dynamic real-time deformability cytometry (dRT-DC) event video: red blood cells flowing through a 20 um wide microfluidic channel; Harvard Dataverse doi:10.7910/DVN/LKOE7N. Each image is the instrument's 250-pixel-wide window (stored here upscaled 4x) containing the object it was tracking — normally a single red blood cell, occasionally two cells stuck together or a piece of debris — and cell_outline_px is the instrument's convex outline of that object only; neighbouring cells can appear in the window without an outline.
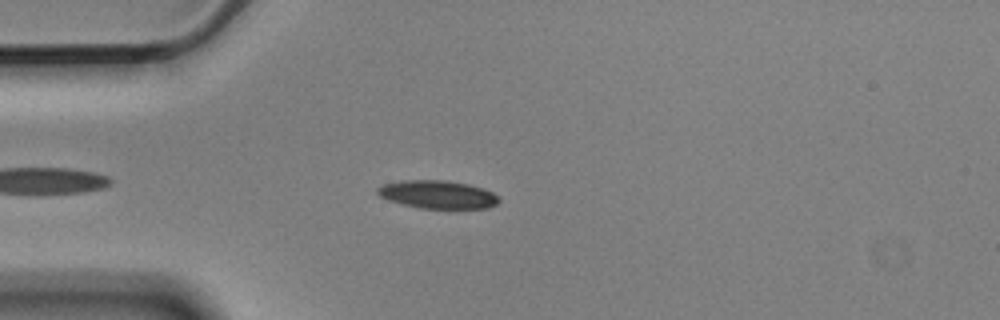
{"species": "Egyptian fruit bat (a non-hibernating species)", "species_latin": "Rousettus aegyptiacus", "temperature_condition": "cold", "stored_images_in_passage": 2, "camera_frame_rate_fps": 3000, "um_per_image_px": 0.085, "animal": {"sex": "male"}, "frame": {"image": 1, "passage_image": 2, "time_ms": 0.333, "image_size_px": [1000, 320], "cell_outline_px": [[500, 200], [496, 204], [488, 208], [420, 208], [388, 200], [380, 196], [376, 192], [376, 188], [384, 184], [404, 180], [444, 180], [468, 184], [492, 192], [500, 196]], "centroid_in_image_um": [37.2, 16.53], "position_along_channel_um": 47.8, "area_um2": 19.71}}